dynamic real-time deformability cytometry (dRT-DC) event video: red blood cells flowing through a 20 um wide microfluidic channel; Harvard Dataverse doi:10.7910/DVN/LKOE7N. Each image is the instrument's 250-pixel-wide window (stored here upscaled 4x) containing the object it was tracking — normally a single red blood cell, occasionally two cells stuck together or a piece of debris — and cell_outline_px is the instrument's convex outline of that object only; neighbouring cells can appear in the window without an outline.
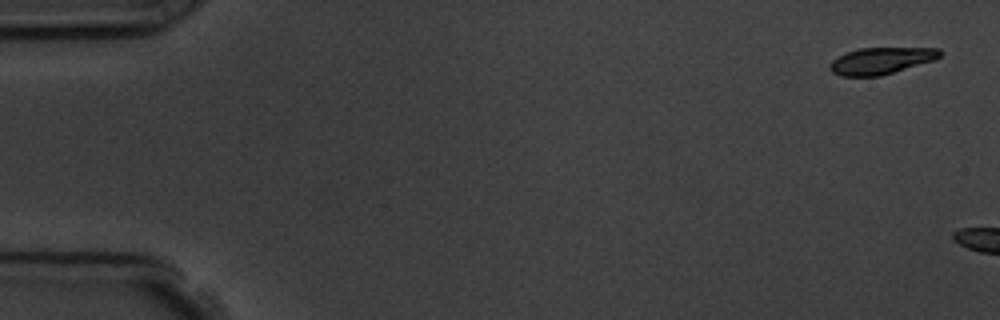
{"species": "common noctule bat (a hibernating species)", "species_latin": "Nyctalus noctula", "temperature_condition": "room temperature", "stored_images_in_passage": 6, "camera_frame_rate_fps": 3000, "um_per_image_px": 0.085, "animal": {"sex": "male", "body_mass_g": 19.5, "forearm_length_mm": 54.6}, "frame": {"image": 1, "passage_image": 1, "time_ms": 0.0, "image_size_px": [1000, 320], "cell_outline_px": [[940, 56], [936, 60], [880, 76], [840, 76], [832, 72], [828, 68], [828, 64], [832, 60], [848, 52], [860, 48], [940, 48]], "centroid_in_image_um": [74.88, 5.17], "position_along_channel_um": 10.1, "area_um2": 17.11}}
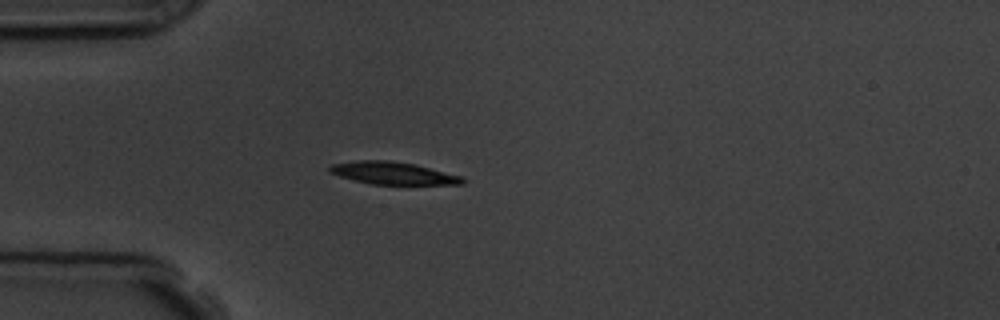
{"frame": {"image": 2, "passage_image": 6, "time_ms": 6.333, "image_size_px": [1000, 320], "cell_outline_px": [[464, 184], [372, 184], [340, 176], [328, 172], [328, 168], [332, 164], [360, 160], [392, 160], [416, 164], [460, 176], [464, 180]], "centroid_in_image_um": [33.38, 14.7], "position_along_channel_um": 51.6, "area_um2": 17.17}}